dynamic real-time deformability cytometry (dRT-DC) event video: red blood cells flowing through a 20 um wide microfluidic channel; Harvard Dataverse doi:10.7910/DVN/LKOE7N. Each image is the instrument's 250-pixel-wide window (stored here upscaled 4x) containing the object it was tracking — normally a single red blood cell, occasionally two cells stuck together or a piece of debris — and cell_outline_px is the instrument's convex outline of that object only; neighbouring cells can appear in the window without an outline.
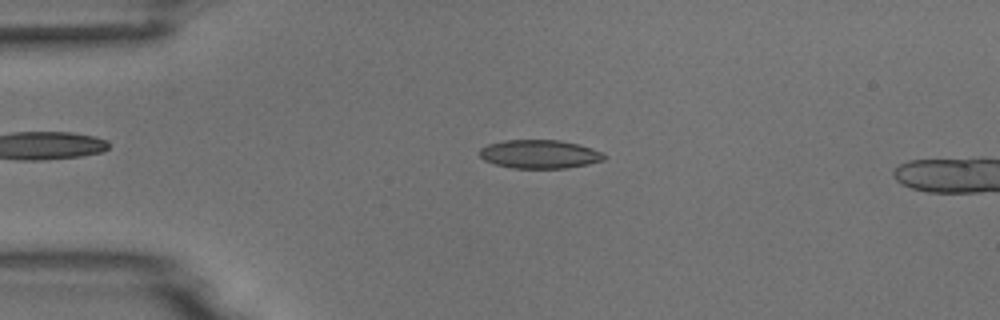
{"species": "common noctule bat (a hibernating species)", "species_latin": "Nyctalus noctula", "temperature_condition": "room temperature", "stored_images_in_passage": 5, "camera_frame_rate_fps": 3000, "um_per_image_px": 0.085, "animal": {"sex": "male", "body_mass_g": 18.8}, "frame": {"image": 1, "passage_image": 3, "time_ms": 2.333, "image_size_px": [1000, 320], "cell_outline_px": [[608, 156], [604, 160], [588, 164], [568, 168], [512, 168], [496, 164], [484, 160], [480, 156], [480, 148], [488, 144], [504, 140], [560, 140], [580, 144], [604, 152]], "centroid_in_image_um": [45.92, 13.1], "position_along_channel_um": 39.1, "area_um2": 20.92}}